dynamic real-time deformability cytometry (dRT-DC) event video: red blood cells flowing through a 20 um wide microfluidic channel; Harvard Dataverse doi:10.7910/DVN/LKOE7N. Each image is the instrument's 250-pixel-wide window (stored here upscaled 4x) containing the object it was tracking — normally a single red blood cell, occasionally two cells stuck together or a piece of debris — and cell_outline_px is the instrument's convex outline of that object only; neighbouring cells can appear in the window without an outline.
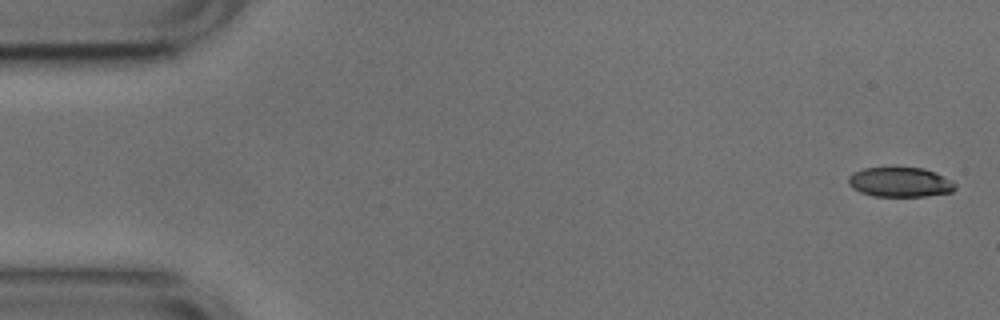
{"species": "common noctule bat (a hibernating species)", "species_latin": "Nyctalus noctula", "temperature_condition": "cold", "stored_images_in_passage": 52, "camera_frame_rate_fps": 3000, "um_per_image_px": 0.085, "animal": {"sex": "male", "body_mass_g": 17.9, "forearm_length_mm": 54.2}, "frame": {"image": 1, "passage_image": 1, "time_ms": 0.0, "image_size_px": [1000, 320], "cell_outline_px": [[956, 188], [952, 192], [924, 196], [876, 196], [860, 192], [852, 188], [848, 184], [848, 176], [852, 172], [864, 168], [924, 168], [952, 180], [956, 184]], "centroid_in_image_um": [76.49, 15.48], "position_along_channel_um": 8.5, "area_um2": 18.44}}
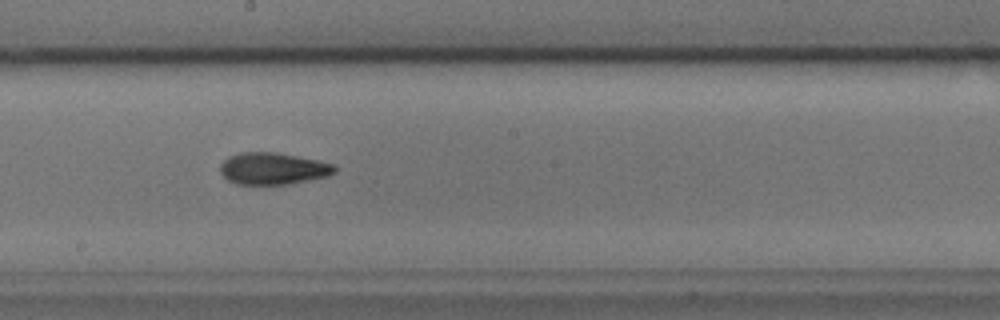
{"frame": {"image": 2, "passage_image": 28, "time_ms": 9.0, "image_size_px": [1000, 320], "cell_outline_px": [[336, 172], [328, 176], [288, 184], [236, 184], [228, 180], [220, 172], [220, 164], [228, 156], [240, 152], [276, 152], [316, 160], [332, 164], [336, 168]], "centroid_in_image_um": [23.17, 14.32], "position_along_channel_um": 225.0, "area_um2": 21.15}}
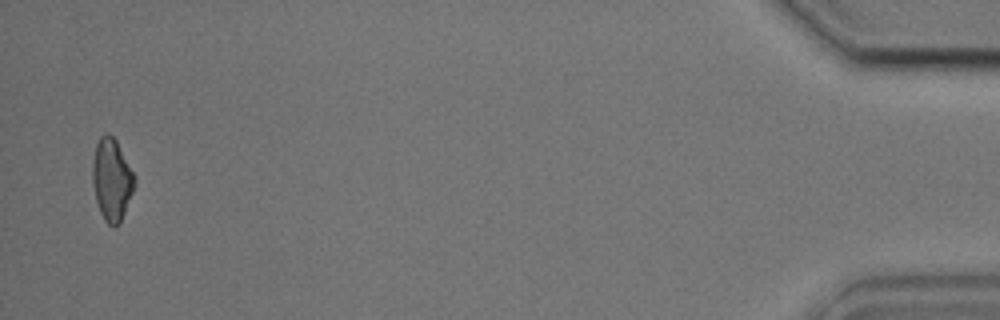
{"frame": {"image": 3, "passage_image": 51, "time_ms": 16.667, "image_size_px": [1000, 320], "cell_outline_px": [[136, 184], [120, 224], [116, 228], [112, 228], [104, 220], [100, 212], [96, 200], [92, 180], [92, 160], [96, 144], [100, 136], [108, 132], [116, 140], [136, 176]], "centroid_in_image_um": [9.51, 15.29], "position_along_channel_um": 425.7, "area_um2": 20.46}, "authors_computed_cell_mechanics": {"area_um2": 20.4034, "velocity_mm_per_s": 3.7705, "shape_relaxation_time_tau1_ms": 3.6475, "shape_relaxation_time_tau2_ms": 3.1399, "deformation_change_tau1": 0.1177, "deformation_change_tau2": 0.0954}}